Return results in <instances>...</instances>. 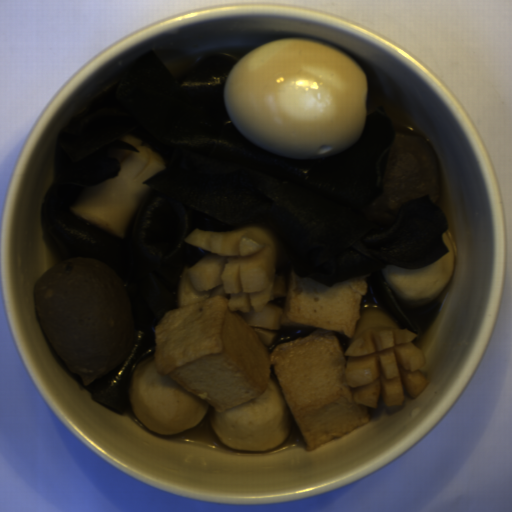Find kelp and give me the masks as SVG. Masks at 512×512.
<instances>
[{
  "instance_id": "99668d17",
  "label": "kelp",
  "mask_w": 512,
  "mask_h": 512,
  "mask_svg": "<svg viewBox=\"0 0 512 512\" xmlns=\"http://www.w3.org/2000/svg\"><path fill=\"white\" fill-rule=\"evenodd\" d=\"M240 60L220 54L175 77L146 50L110 88L93 98L62 128L53 155V182L41 208V230L57 264L67 258L102 261L121 279L135 326L129 355L87 385L93 400L118 414L131 407V377L153 356L155 328L179 308V278L208 251L185 242L195 229L233 231L262 223L286 252L275 273L288 289L292 268L327 286L365 276L363 305L389 312L400 329L417 334L433 323L441 303L405 308L383 276L387 265L417 269L449 251V222L423 195L400 205L392 227L367 219L381 197L397 133L383 106L367 115L359 140L320 158L295 159L265 150L230 120L227 78ZM163 156L166 167L143 183L142 202L126 239L77 217L68 209L87 188L116 176L112 148L137 149L124 136Z\"/></svg>"
},
{
  "instance_id": "cf089659",
  "label": "kelp",
  "mask_w": 512,
  "mask_h": 512,
  "mask_svg": "<svg viewBox=\"0 0 512 512\" xmlns=\"http://www.w3.org/2000/svg\"><path fill=\"white\" fill-rule=\"evenodd\" d=\"M318 328L313 327H287L281 325L279 330H271V329H264L268 332H275L277 335V339L270 345H264L269 353H273L276 349V347L282 343L299 339V338H305L308 335H310L312 332L317 330Z\"/></svg>"
},
{
  "instance_id": "604fcf36",
  "label": "kelp",
  "mask_w": 512,
  "mask_h": 512,
  "mask_svg": "<svg viewBox=\"0 0 512 512\" xmlns=\"http://www.w3.org/2000/svg\"><path fill=\"white\" fill-rule=\"evenodd\" d=\"M334 334L336 335L338 342L340 344L341 350L344 354L345 350L349 348L350 346V338L351 336H348L347 334H342L338 330H333ZM345 355V354H344Z\"/></svg>"
},
{
  "instance_id": "861f05c9",
  "label": "kelp",
  "mask_w": 512,
  "mask_h": 512,
  "mask_svg": "<svg viewBox=\"0 0 512 512\" xmlns=\"http://www.w3.org/2000/svg\"><path fill=\"white\" fill-rule=\"evenodd\" d=\"M285 298H286V295L285 296H281V297H276L275 299L269 300L268 303H271V304H274V305H277V306H280V307L284 308Z\"/></svg>"
},
{
  "instance_id": "d102d525",
  "label": "kelp",
  "mask_w": 512,
  "mask_h": 512,
  "mask_svg": "<svg viewBox=\"0 0 512 512\" xmlns=\"http://www.w3.org/2000/svg\"><path fill=\"white\" fill-rule=\"evenodd\" d=\"M344 356H345V360H346V362H347V361L349 360V358H350V357H349V355H345V354H344Z\"/></svg>"
}]
</instances>
